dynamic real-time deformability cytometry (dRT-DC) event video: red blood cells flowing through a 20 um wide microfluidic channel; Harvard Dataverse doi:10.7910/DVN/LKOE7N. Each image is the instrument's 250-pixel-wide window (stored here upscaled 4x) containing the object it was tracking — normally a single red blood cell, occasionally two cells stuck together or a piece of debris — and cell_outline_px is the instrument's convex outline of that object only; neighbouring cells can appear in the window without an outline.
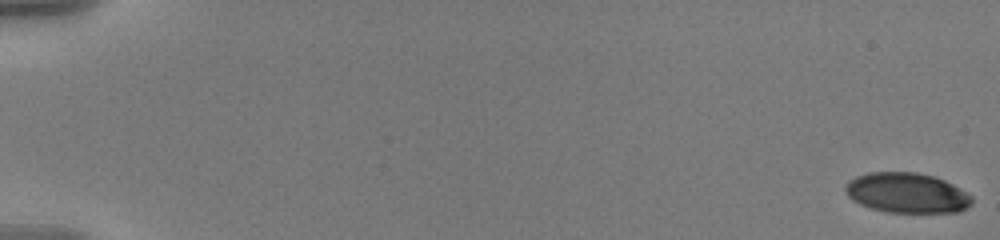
{"species": "human", "species_latin": "Homo sapiens", "temperature_condition": "warm", "stored_images_in_passage": 58, "camera_frame_rate_fps": 3000, "um_per_image_px": 0.085, "donor": {"sex": "male"}, "frame": {"image": 1, "passage_image": 1, "time_ms": 0.0, "image_size_px": [1000, 240], "cell_outline_px": [[972, 204], [960, 212], [888, 212], [872, 208], [860, 204], [852, 200], [848, 196], [844, 188], [848, 180], [856, 176], [868, 172], [916, 172], [932, 176], [944, 180], [960, 188], [972, 196]], "centroid_in_image_um": [77.08, 16.39], "position_along_channel_um": 7.9, "area_um2": 29.59}}
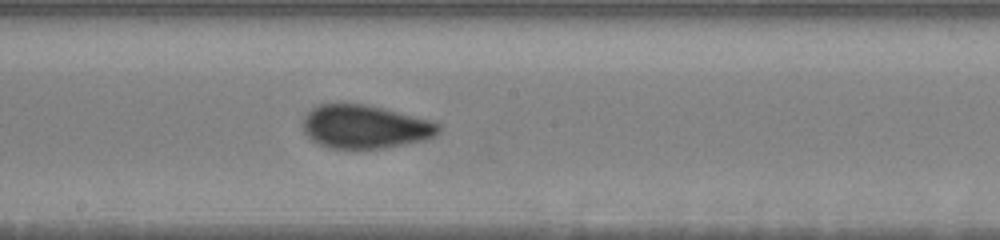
{"frame": {"image": 2, "passage_image": 34, "time_ms": 11.0, "image_size_px": [1000, 240], "cell_outline_px": [[440, 132], [436, 136], [420, 140], [384, 148], [332, 148], [320, 144], [312, 140], [304, 132], [304, 116], [312, 108], [320, 104], [340, 100], [364, 104], [384, 108], [432, 120], [440, 124]], "centroid_in_image_um": [31.01, 10.72], "position_along_channel_um": 217.2, "area_um2": 34.68}}
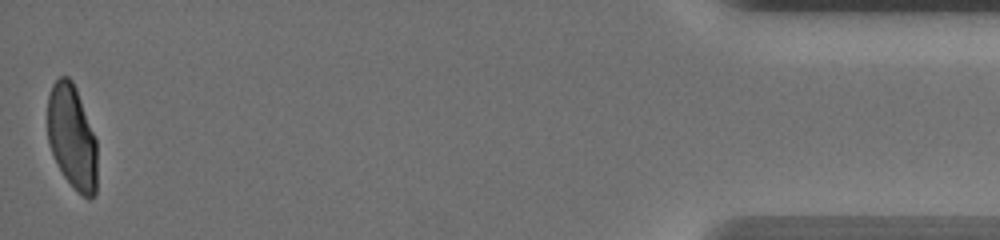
{"frame": {"image": 3, "passage_image": 58, "time_ms": 19.0, "image_size_px": [1000, 240], "cell_outline_px": [[96, 196], [88, 200], [64, 176], [52, 152], [48, 140], [48, 96], [52, 84], [60, 76], [68, 76], [72, 80], [76, 88], [96, 140]], "centroid_in_image_um": [6.12, 11.63], "position_along_channel_um": 429.1, "area_um2": 29.71}, "authors_computed_cell_mechanics": {"area_um2": 32.7437, "velocity_mm_per_s": 3.597, "shape_relaxation_time_tau1_ms": 5.4473, "shape_relaxation_time_tau2_ms": 0.8544, "deformation_change_tau1": 0.1806, "deformation_change_tau2": 0.058}}